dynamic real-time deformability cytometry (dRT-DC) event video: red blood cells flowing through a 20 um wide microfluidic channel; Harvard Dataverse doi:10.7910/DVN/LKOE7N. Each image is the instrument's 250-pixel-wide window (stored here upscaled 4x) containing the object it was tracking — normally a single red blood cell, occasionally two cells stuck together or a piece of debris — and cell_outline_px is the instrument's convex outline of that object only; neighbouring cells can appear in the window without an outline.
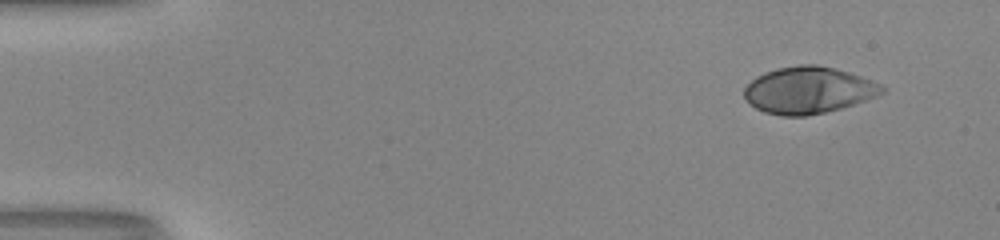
{"species": "human", "species_latin": "Homo sapiens", "temperature_condition": "room temperature", "stored_images_in_passage": 47, "camera_frame_rate_fps": 3000, "um_per_image_px": 0.085, "donor": {"sex": "male"}, "frame": {"image": 1, "passage_image": 1, "time_ms": 0.0, "image_size_px": [1000, 240], "cell_outline_px": [[888, 88], [884, 92], [876, 96], [840, 108], [824, 112], [804, 116], [780, 116], [764, 112], [756, 108], [744, 96], [744, 88], [756, 76], [764, 72], [776, 68], [800, 64], [816, 64], [848, 72], [872, 80]], "centroid_in_image_um": [68.7, 7.66], "position_along_channel_um": 16.3, "area_um2": 37.34}}
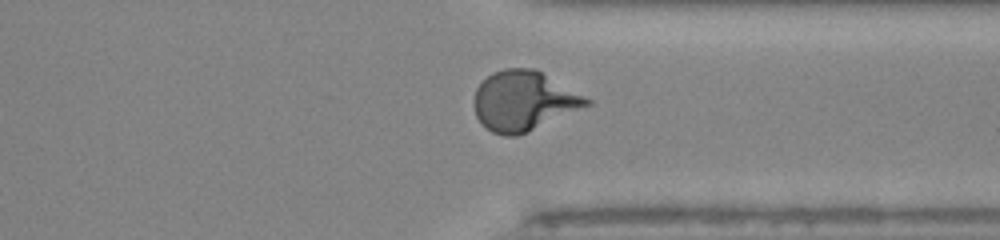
{"frame": {"image": 2, "passage_image": 36, "time_ms": 11.667, "image_size_px": [1000, 240], "cell_outline_px": [[592, 104], [528, 132], [516, 136], [504, 136], [492, 132], [480, 124], [476, 116], [476, 88], [492, 72], [504, 68], [536, 68], [592, 100]], "centroid_in_image_um": [44.54, 8.58], "position_along_channel_um": 366.9, "area_um2": 39.13}}
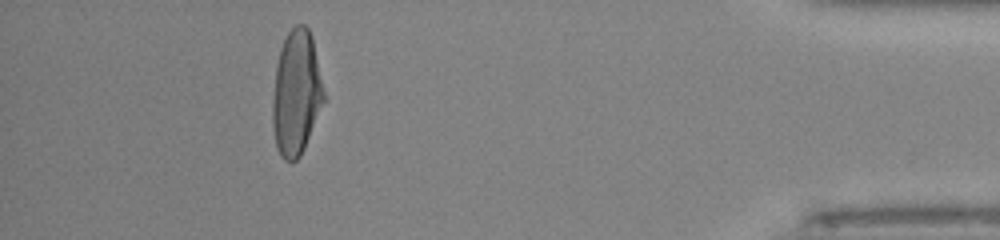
{"frame": {"image": 3, "passage_image": 43, "time_ms": 14.0, "image_size_px": [1000, 240], "cell_outline_px": [[324, 100], [304, 148], [300, 156], [296, 160], [284, 160], [280, 156], [276, 148], [272, 128], [272, 100], [276, 64], [280, 48], [288, 32], [296, 24], [304, 24], [308, 28], [312, 36], [324, 92]], "centroid_in_image_um": [25.15, 7.9], "position_along_channel_um": 410.0, "area_um2": 37.17}, "authors_computed_cell_mechanics": {"area_um2": 37.3388, "velocity_mm_per_s": 4.1434, "shape_relaxation_time_tau1_ms": 4.5206, "shape_relaxation_time_tau2_ms": null, "deformation_change_tau1": 0.2508, "deformation_change_tau2": null}}